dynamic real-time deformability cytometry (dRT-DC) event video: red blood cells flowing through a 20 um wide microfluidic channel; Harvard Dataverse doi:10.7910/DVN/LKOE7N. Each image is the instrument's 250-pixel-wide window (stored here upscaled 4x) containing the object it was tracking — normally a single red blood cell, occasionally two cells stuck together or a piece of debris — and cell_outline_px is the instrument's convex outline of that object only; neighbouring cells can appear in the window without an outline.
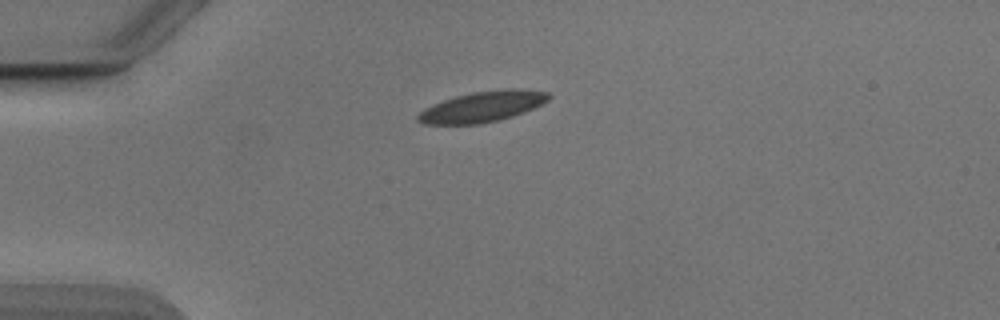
{"species": "Egyptian fruit bat (a non-hibernating species)", "species_latin": "Rousettus aegyptiacus", "temperature_condition": "cold", "stored_images_in_passage": 41, "camera_frame_rate_fps": 3000, "um_per_image_px": 0.085, "animal": {"sex": "male"}, "frame": {"image": 1, "passage_image": 1, "time_ms": 0.0, "image_size_px": [1000, 320], "cell_outline_px": [[552, 96], [548, 100], [524, 112], [500, 120], [480, 124], [424, 124], [416, 120], [416, 116], [424, 108], [432, 104], [456, 96], [472, 92], [504, 88], [520, 88], [548, 92]], "centroid_in_image_um": [41.0, 9.06], "position_along_channel_um": 44.0, "area_um2": 23.47}}
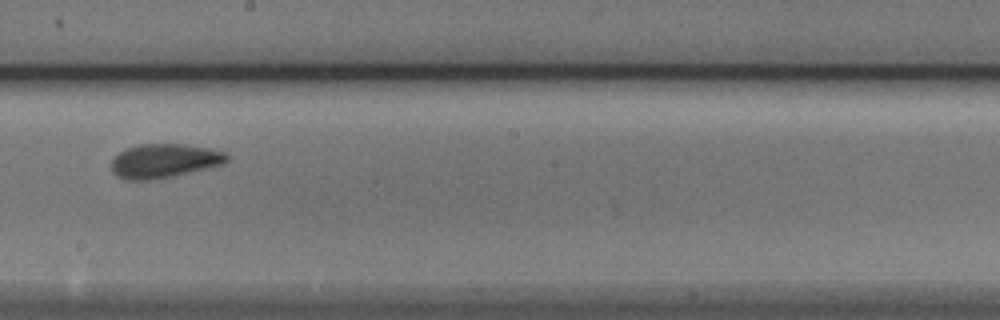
{"frame": {"image": 2, "passage_image": 18, "time_ms": 5.667, "image_size_px": [1000, 320], "cell_outline_px": [[228, 160], [224, 164], [172, 176], [148, 180], [124, 180], [116, 176], [112, 172], [112, 160], [120, 152], [128, 148], [140, 144], [184, 144], [208, 148], [224, 152], [228, 156]], "centroid_in_image_um": [13.95, 13.67], "position_along_channel_um": 234.3, "area_um2": 22.72}}
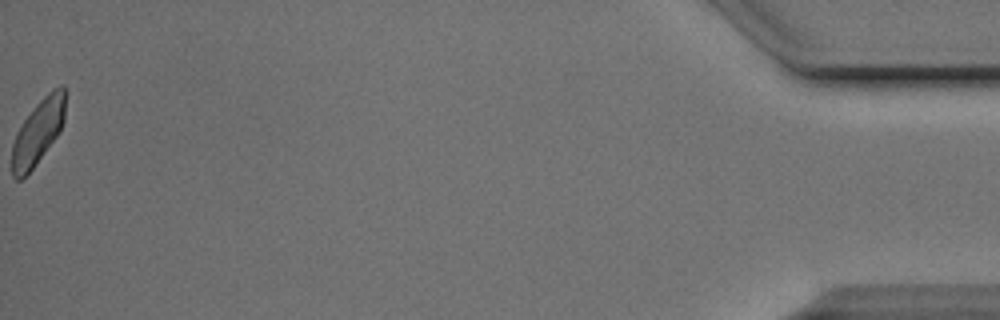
{"frame": {"image": 3, "passage_image": 41, "time_ms": 13.333, "image_size_px": [1000, 320], "cell_outline_px": [[64, 120], [56, 136], [32, 168], [20, 180], [16, 180], [12, 176], [12, 144], [16, 132], [24, 120], [36, 104], [52, 88], [60, 84], [64, 84]], "centroid_in_image_um": [3.21, 11.19], "position_along_channel_um": 432.0, "area_um2": 19.71}, "authors_computed_cell_mechanics": {"area_um2": 22.253, "velocity_mm_per_s": 3.8477, "shape_relaxation_time_tau1_ms": 3.2412, "shape_relaxation_time_tau2_ms": 1.7225, "deformation_change_tau1": 0.0991, "deformation_change_tau2": 0.0697}}